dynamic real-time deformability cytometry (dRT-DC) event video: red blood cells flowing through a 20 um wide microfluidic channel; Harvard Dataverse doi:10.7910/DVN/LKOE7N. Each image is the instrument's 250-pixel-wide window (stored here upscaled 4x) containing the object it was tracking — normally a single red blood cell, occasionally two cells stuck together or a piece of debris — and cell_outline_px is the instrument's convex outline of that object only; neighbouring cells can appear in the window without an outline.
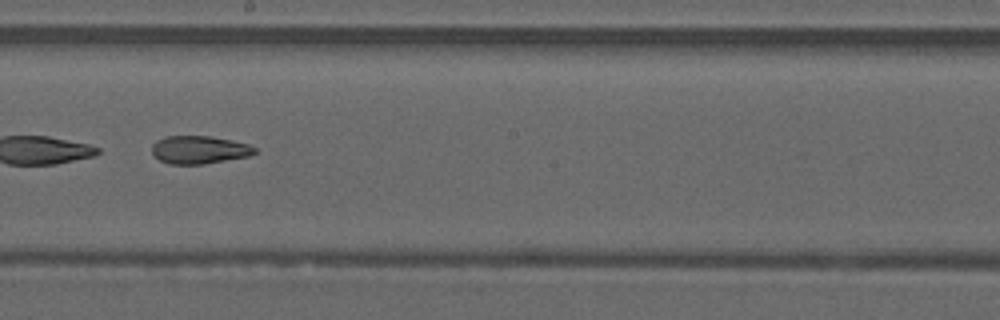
{"species": "common noctule bat (a hibernating species)", "species_latin": "Nyctalus noctula", "temperature_condition": "warm", "stored_images_in_passage": 47, "camera_frame_rate_fps": 3000, "um_per_image_px": 0.085, "animal": {"sex": "male", "forearm_length_mm": 52.5}, "frame": {"image": 1, "passage_image": 27, "time_ms": 8.667, "image_size_px": [1000, 320], "cell_outline_px": [[256, 152], [248, 156], [204, 164], [168, 164], [160, 160], [152, 152], [152, 144], [156, 140], [164, 136], [208, 136], [248, 144], [256, 148]], "centroid_in_image_um": [16.89, 12.73], "position_along_channel_um": 231.3, "area_um2": 16.59}}